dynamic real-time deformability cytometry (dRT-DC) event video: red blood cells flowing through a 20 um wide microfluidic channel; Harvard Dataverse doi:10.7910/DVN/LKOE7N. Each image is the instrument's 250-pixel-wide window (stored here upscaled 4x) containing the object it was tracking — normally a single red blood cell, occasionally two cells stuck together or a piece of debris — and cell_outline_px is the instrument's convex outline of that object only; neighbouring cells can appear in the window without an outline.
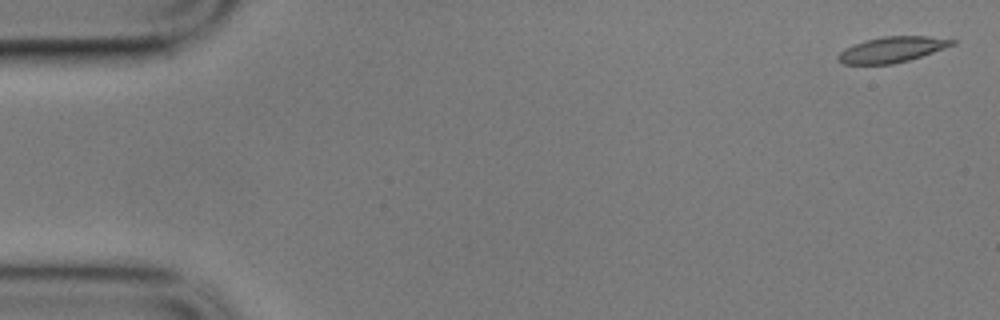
{"species": "common noctule bat (a hibernating species)", "species_latin": "Nyctalus noctula", "temperature_condition": "cold", "stored_images_in_passage": 9, "camera_frame_rate_fps": 3000, "um_per_image_px": 0.085, "animal": {"sex": "male", "body_mass_g": 17.9}, "frame": {"image": 1, "passage_image": 1, "time_ms": 0.0, "image_size_px": [1000, 320], "cell_outline_px": [[956, 44], [908, 60], [892, 64], [844, 64], [836, 60], [836, 56], [844, 48], [868, 40], [884, 36], [928, 36], [956, 40]], "centroid_in_image_um": [75.8, 4.21], "position_along_channel_um": 9.2, "area_um2": 16.82}}
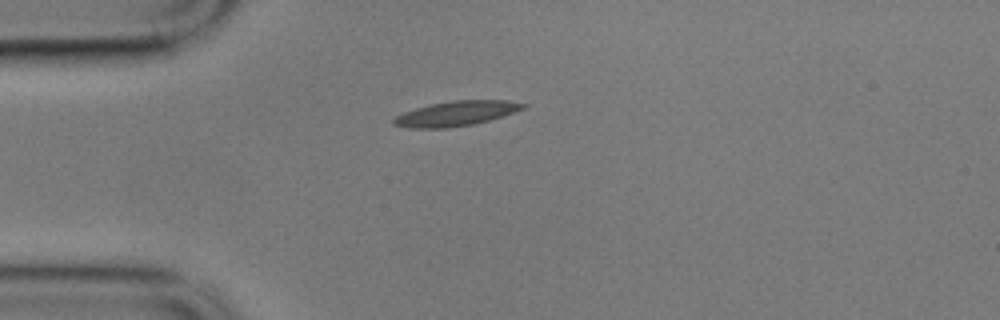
{"frame": {"image": 2, "passage_image": 4, "time_ms": 1.0, "image_size_px": [1000, 320], "cell_outline_px": [[528, 104], [524, 108], [488, 120], [472, 124], [448, 128], [408, 128], [392, 124], [392, 120], [396, 116], [404, 112], [416, 108], [432, 104], [452, 100], [504, 100]], "centroid_in_image_um": [38.72, 9.65], "position_along_channel_um": 46.3, "area_um2": 18.44}}
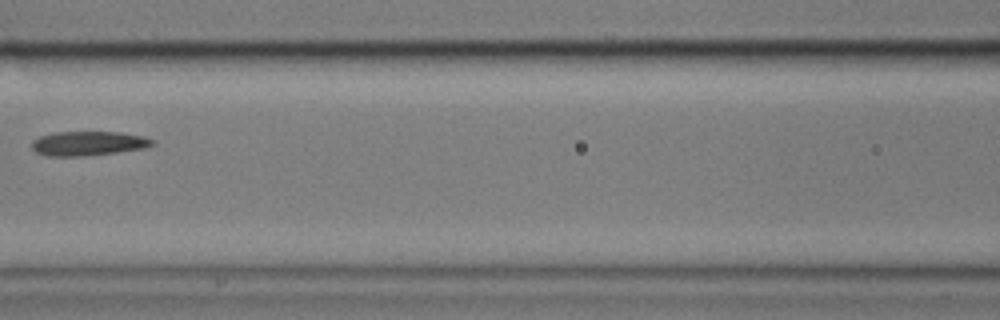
{"frame": {"image": 3, "passage_image": 7, "time_ms": 2.0, "image_size_px": [1000, 320], "cell_outline_px": [[156, 144], [144, 148], [116, 152], [84, 156], [48, 156], [36, 152], [32, 148], [32, 140], [40, 136], [56, 132], [120, 132], [144, 136], [152, 140]], "centroid_in_image_um": [7.5, 12.19], "position_along_channel_um": 159.1, "area_um2": 17.05}}